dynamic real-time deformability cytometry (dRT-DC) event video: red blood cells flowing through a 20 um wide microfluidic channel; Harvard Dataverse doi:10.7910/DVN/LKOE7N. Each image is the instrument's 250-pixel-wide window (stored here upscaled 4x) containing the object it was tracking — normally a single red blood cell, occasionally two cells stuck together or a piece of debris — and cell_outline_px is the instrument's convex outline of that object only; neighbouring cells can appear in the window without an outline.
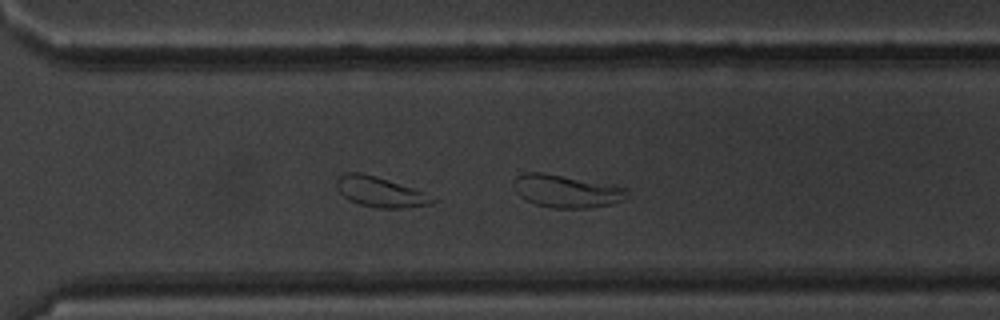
{"species": "common noctule bat (a hibernating species)", "species_latin": "Nyctalus noctula", "temperature_condition": "warm", "stored_images_in_passage": 39, "camera_frame_rate_fps": 3000, "um_per_image_px": 0.085, "animal": {"sex": "male", "body_mass_g": 20.1, "forearm_length_mm": 53.5}, "frame": {"image": 1, "passage_image": 24, "time_ms": 7.667, "image_size_px": [1000, 320], "cell_outline_px": [[628, 196], [624, 200], [612, 204], [592, 208], [552, 208], [536, 204], [520, 196], [516, 192], [512, 184], [516, 176], [528, 172], [544, 172], [628, 188]], "centroid_in_image_um": [48.15, 16.25], "position_along_channel_um": 322.4, "area_um2": 21.68}}
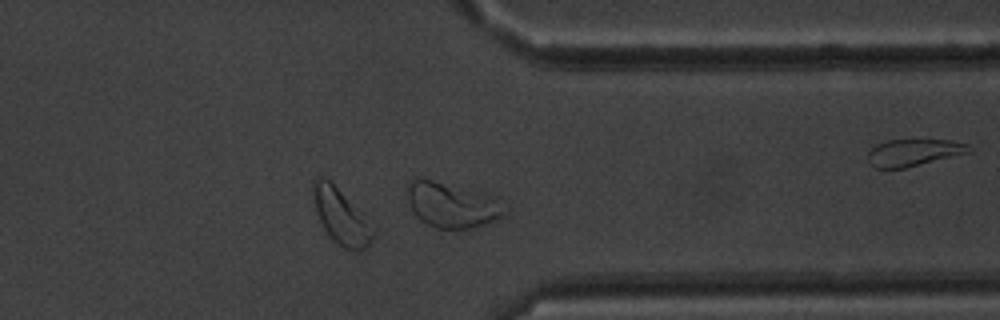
{"frame": {"image": 2, "passage_image": 28, "time_ms": 9.0, "image_size_px": [1000, 320], "cell_outline_px": [[508, 212], [496, 220], [472, 228], [436, 228], [420, 220], [412, 212], [408, 200], [404, 184], [412, 176], [416, 176], [492, 192], [500, 196], [508, 208]], "centroid_in_image_um": [38.46, 17.34], "position_along_channel_um": 372.9, "area_um2": 27.34}, "authors_computed_cell_mechanics": {"area_um2": 22.8888, "velocity_mm_per_s": 3.907, "shape_relaxation_time_tau1_ms": 4.1248, "shape_relaxation_time_tau2_ms": null, "deformation_change_tau1": 0.1703, "deformation_change_tau2": null}}